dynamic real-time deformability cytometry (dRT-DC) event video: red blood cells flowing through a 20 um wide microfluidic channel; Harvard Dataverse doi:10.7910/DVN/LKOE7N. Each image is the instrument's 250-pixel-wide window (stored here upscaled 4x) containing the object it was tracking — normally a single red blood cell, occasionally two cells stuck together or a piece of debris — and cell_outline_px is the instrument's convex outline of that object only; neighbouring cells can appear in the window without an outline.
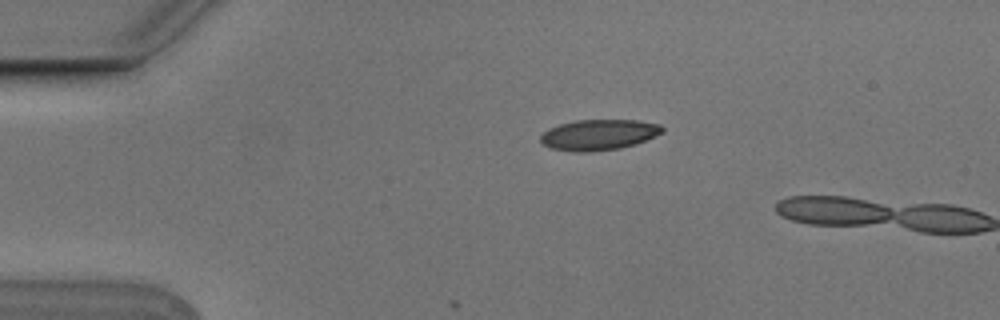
{"species": "Egyptian fruit bat (a non-hibernating species)", "species_latin": "Rousettus aegyptiacus", "temperature_condition": "cold", "stored_images_in_passage": 5, "camera_frame_rate_fps": 3000, "um_per_image_px": 0.085, "animal": {"sex": "male"}, "frame": {"image": 1, "passage_image": 2, "time_ms": 0.333, "image_size_px": [1000, 320], "cell_outline_px": [[664, 132], [656, 136], [636, 144], [620, 148], [592, 152], [572, 152], [552, 148], [544, 144], [540, 140], [540, 136], [548, 128], [560, 124], [576, 120], [636, 120], [660, 124], [664, 128]], "centroid_in_image_um": [50.92, 11.46], "position_along_channel_um": 34.1, "area_um2": 21.91}}